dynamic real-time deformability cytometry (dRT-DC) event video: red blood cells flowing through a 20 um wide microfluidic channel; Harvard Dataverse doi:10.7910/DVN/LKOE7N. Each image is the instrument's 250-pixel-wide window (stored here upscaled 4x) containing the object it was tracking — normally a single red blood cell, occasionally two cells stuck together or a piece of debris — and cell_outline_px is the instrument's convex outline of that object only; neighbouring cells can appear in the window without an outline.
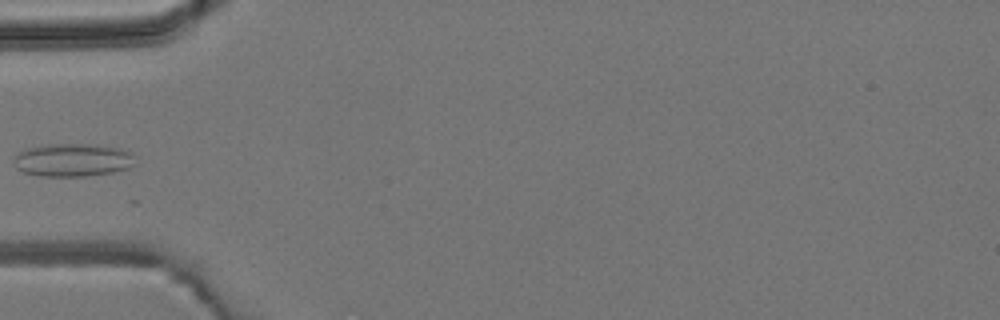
{"species": "common noctule bat (a hibernating species)", "species_latin": "Nyctalus noctula", "temperature_condition": "room temperature", "stored_images_in_passage": 4, "camera_frame_rate_fps": 3000, "um_per_image_px": 0.085, "animal": {"sex": "male", "body_mass_g": 19.2, "forearm_length_mm": 51.8}, "frame": {"image": 1, "passage_image": 4, "time_ms": 3.333, "image_size_px": [1000, 320], "cell_outline_px": [[132, 164], [128, 168], [112, 172], [84, 176], [40, 176], [24, 172], [16, 168], [12, 164], [12, 160], [24, 148], [44, 144], [96, 144], [120, 148], [132, 152]], "centroid_in_image_um": [6.12, 13.59], "position_along_channel_um": 78.9, "area_um2": 23.47}}